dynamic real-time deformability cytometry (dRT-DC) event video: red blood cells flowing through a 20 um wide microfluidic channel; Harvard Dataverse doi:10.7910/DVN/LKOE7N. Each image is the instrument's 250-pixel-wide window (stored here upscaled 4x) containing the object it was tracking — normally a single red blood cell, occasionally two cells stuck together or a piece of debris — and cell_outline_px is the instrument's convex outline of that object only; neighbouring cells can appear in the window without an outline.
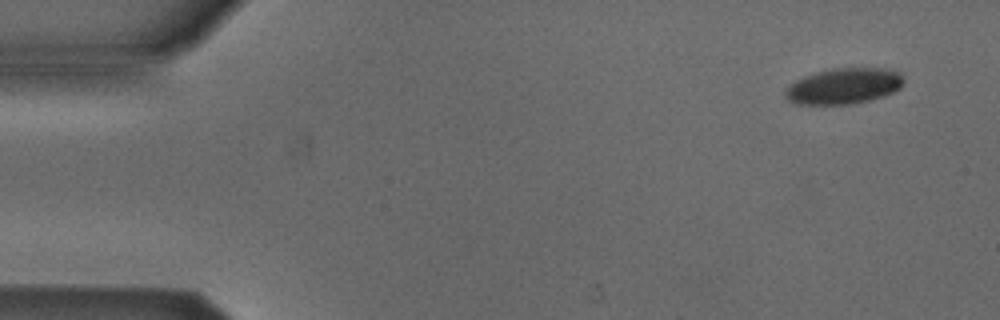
{"species": "Egyptian fruit bat (a non-hibernating species)", "species_latin": "Rousettus aegyptiacus", "temperature_condition": "cold", "stored_images_in_passage": 5, "camera_frame_rate_fps": 3000, "um_per_image_px": 0.085, "animal": {"sex": "male"}, "frame": {"image": 1, "passage_image": 1, "time_ms": 0.0, "image_size_px": [1000, 320], "cell_outline_px": [[904, 84], [900, 88], [884, 96], [868, 100], [848, 104], [796, 104], [788, 100], [784, 96], [784, 92], [796, 80], [804, 76], [816, 72], [832, 68], [884, 68], [900, 72], [904, 76]], "centroid_in_image_um": [71.75, 7.3], "position_along_channel_um": 13.3, "area_um2": 24.74}}
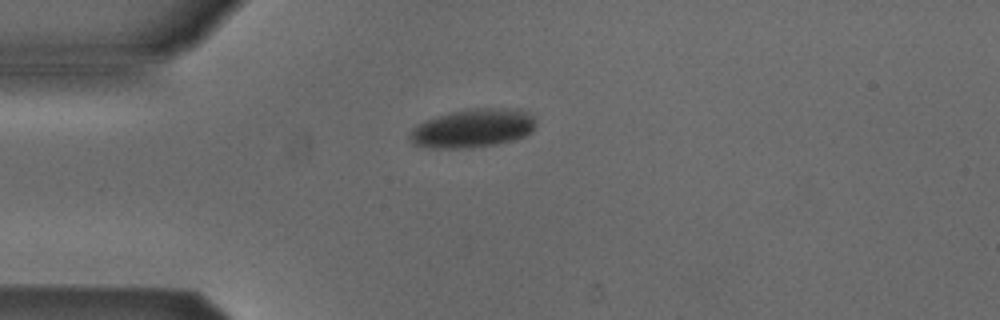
{"frame": {"image": 2, "passage_image": 4, "time_ms": 1.0, "image_size_px": [1000, 320], "cell_outline_px": [[536, 124], [532, 132], [524, 136], [512, 140], [496, 144], [472, 148], [428, 148], [412, 144], [408, 140], [408, 136], [412, 128], [416, 124], [436, 116], [452, 112], [472, 108], [520, 108], [536, 116]], "centroid_in_image_um": [40.19, 10.9], "position_along_channel_um": 44.8, "area_um2": 28.9}}
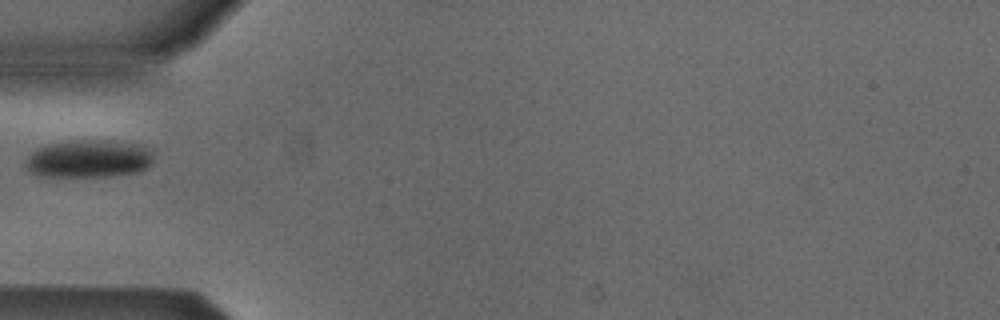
{"frame": {"image": 3, "passage_image": 5, "time_ms": 1.333, "image_size_px": [1000, 320], "cell_outline_px": [[152, 164], [136, 172], [108, 176], [36, 176], [24, 164], [28, 156], [32, 152], [48, 144], [72, 140], [108, 140], [136, 144], [152, 152]], "centroid_in_image_um": [7.51, 13.49], "position_along_channel_um": 77.5, "area_um2": 27.86}}